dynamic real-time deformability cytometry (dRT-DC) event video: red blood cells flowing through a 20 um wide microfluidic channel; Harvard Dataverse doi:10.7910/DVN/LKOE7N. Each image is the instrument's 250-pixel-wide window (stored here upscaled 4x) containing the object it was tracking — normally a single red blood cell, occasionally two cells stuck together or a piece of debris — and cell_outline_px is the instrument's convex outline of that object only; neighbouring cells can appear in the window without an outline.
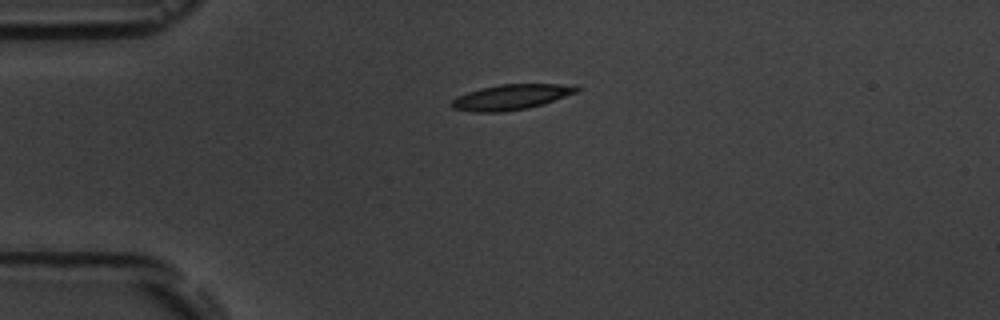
{"species": "common noctule bat (a hibernating species)", "species_latin": "Nyctalus noctula", "temperature_condition": "room temperature", "stored_images_in_passage": 2, "camera_frame_rate_fps": 3000, "um_per_image_px": 0.085, "animal": {"sex": "male", "body_mass_g": 19.5, "forearm_length_mm": 54.6}, "frame": {"image": 1, "passage_image": 2, "time_ms": 2.0, "image_size_px": [1000, 320], "cell_outline_px": [[580, 88], [576, 92], [528, 108], [504, 112], [472, 112], [452, 108], [448, 104], [456, 96], [480, 88], [500, 84], [576, 84]], "centroid_in_image_um": [43.38, 8.25], "position_along_channel_um": 41.6, "area_um2": 18.44}}